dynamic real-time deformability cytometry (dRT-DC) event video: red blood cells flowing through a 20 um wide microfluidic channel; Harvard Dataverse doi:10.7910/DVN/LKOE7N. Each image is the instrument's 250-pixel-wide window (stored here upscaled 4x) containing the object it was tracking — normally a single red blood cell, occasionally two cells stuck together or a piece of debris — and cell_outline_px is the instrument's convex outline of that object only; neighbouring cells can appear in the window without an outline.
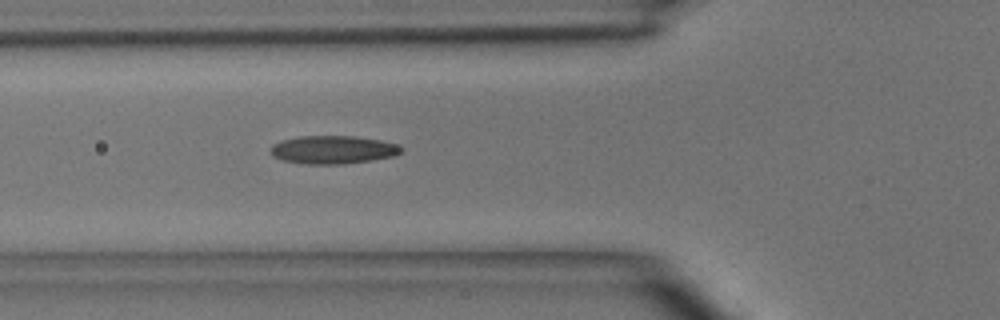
{"species": "common noctule bat (a hibernating species)", "species_latin": "Nyctalus noctula", "temperature_condition": "room temperature", "stored_images_in_passage": 6, "camera_frame_rate_fps": 3000, "um_per_image_px": 0.085, "animal": {"sex": "male", "body_mass_g": 15.6}, "frame": {"image": 1, "passage_image": 6, "time_ms": 5.333, "image_size_px": [1000, 320], "cell_outline_px": [[404, 152], [392, 156], [372, 160], [340, 164], [304, 164], [280, 160], [272, 156], [268, 152], [272, 144], [284, 140], [300, 136], [352, 136], [380, 140], [396, 144], [404, 148]], "centroid_in_image_um": [28.27, 12.73], "position_along_channel_um": 97.5, "area_um2": 21.56}}